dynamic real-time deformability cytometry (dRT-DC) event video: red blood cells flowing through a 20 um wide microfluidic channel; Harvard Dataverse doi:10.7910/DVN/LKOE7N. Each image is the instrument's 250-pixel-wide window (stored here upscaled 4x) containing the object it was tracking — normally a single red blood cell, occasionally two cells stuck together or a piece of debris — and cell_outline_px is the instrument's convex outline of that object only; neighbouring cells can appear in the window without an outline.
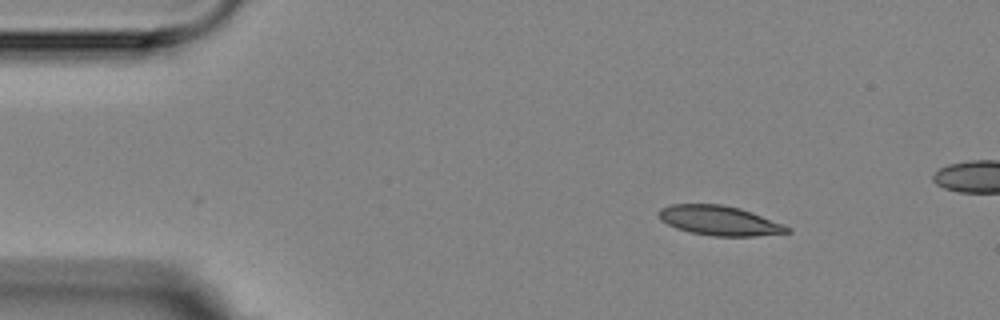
{"species": "Egyptian fruit bat (a non-hibernating species)", "species_latin": "Rousettus aegyptiacus", "temperature_condition": "room temperature", "stored_images_in_passage": 15, "camera_frame_rate_fps": 3000, "um_per_image_px": 0.085, "animal": {"sex": "female"}, "frame": {"image": 1, "passage_image": 1, "time_ms": 0.0, "image_size_px": [1000, 320], "cell_outline_px": [[792, 232], [756, 236], [712, 236], [688, 232], [676, 228], [660, 220], [656, 212], [660, 208], [672, 204], [720, 204], [740, 208], [752, 212], [784, 224], [792, 228]], "centroid_in_image_um": [61.15, 18.75], "position_along_channel_um": 23.9, "area_um2": 22.43}}
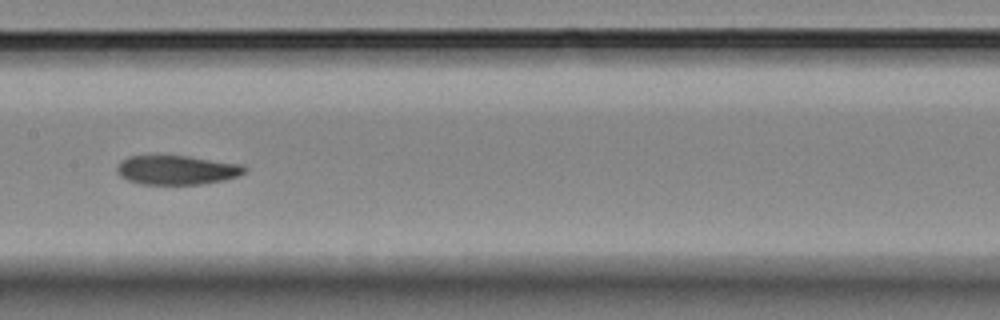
{"frame": {"image": 2, "passage_image": 6, "time_ms": 6.667, "image_size_px": [1000, 320], "cell_outline_px": [[248, 172], [224, 180], [204, 184], [140, 184], [128, 180], [120, 176], [116, 172], [116, 164], [120, 160], [128, 156], [188, 156], [244, 164], [248, 168]], "centroid_in_image_um": [15.04, 14.44], "position_along_channel_um": 192.4, "area_um2": 22.02}}
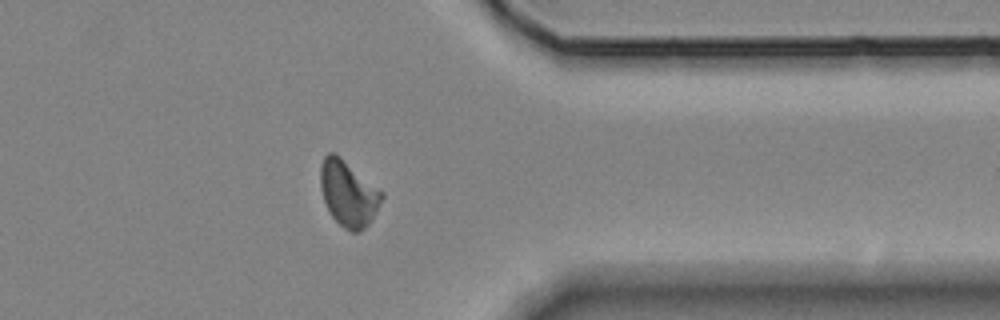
{"frame": {"image": 3, "passage_image": 11, "time_ms": 12.333, "image_size_px": [1000, 320], "cell_outline_px": [[384, 196], [372, 220], [360, 232], [352, 232], [344, 228], [332, 216], [324, 200], [320, 188], [320, 168], [324, 156], [328, 152], [336, 152], [384, 192]], "centroid_in_image_um": [29.62, 16.42], "position_along_channel_um": 381.8, "area_um2": 23.64}}